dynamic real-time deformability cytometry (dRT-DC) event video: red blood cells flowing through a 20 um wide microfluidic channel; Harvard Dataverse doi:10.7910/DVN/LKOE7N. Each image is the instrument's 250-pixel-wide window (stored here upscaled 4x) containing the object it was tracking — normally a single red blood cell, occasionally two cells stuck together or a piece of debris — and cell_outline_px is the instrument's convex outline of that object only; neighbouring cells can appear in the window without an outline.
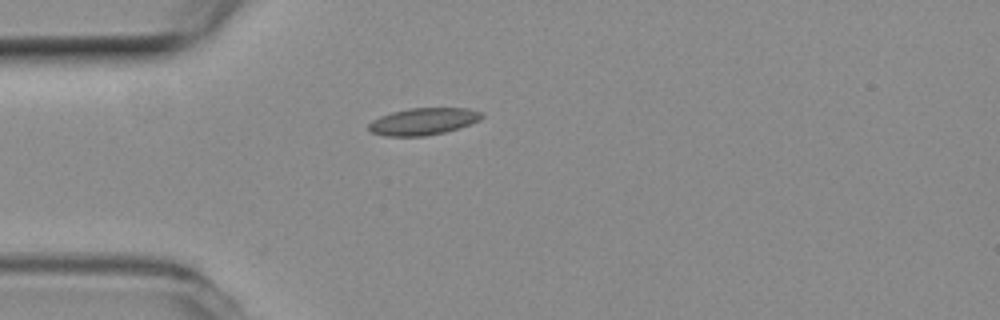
{"species": "common noctule bat (a hibernating species)", "species_latin": "Nyctalus noctula", "temperature_condition": "room temperature", "stored_images_in_passage": 40, "camera_frame_rate_fps": 3000, "um_per_image_px": 0.085, "animal": {"sex": "female", "body_mass_g": 19.3, "forearm_length_mm": 54.1}, "frame": {"image": 1, "passage_image": 1, "time_ms": 0.0, "image_size_px": [1000, 320], "cell_outline_px": [[484, 116], [480, 120], [444, 132], [424, 136], [384, 136], [372, 132], [368, 128], [368, 124], [372, 120], [380, 116], [392, 112], [408, 108], [468, 108], [484, 112]], "centroid_in_image_um": [35.97, 10.31], "position_along_channel_um": 49.0, "area_um2": 17.74}}
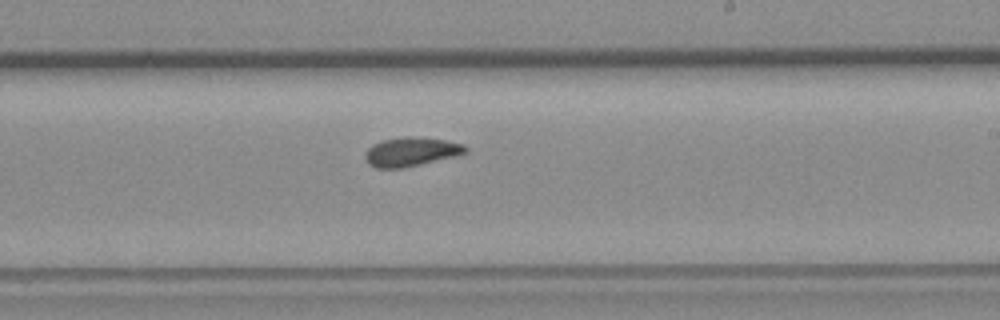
{"frame": {"image": 2, "passage_image": 18, "time_ms": 5.667, "image_size_px": [1000, 320], "cell_outline_px": [[468, 152], [456, 156], [420, 164], [400, 168], [376, 168], [368, 164], [364, 156], [364, 152], [372, 144], [380, 140], [408, 136], [416, 136], [444, 140], [464, 144], [468, 148]], "centroid_in_image_um": [34.92, 12.89], "position_along_channel_um": 254.1, "area_um2": 17.11}}
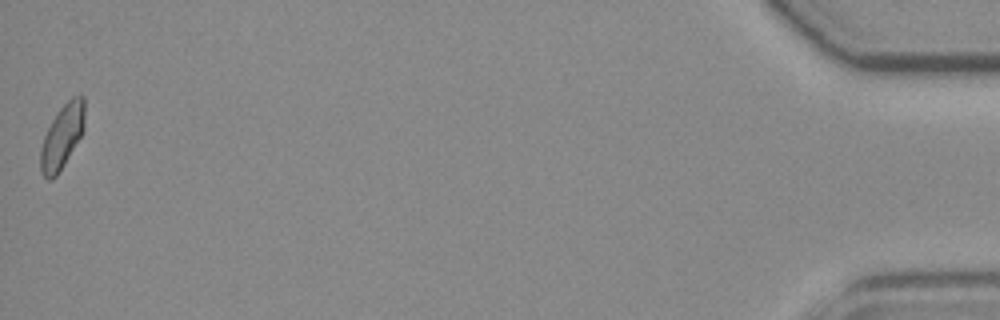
{"frame": {"image": 3, "passage_image": 40, "time_ms": 13.0, "image_size_px": [1000, 320], "cell_outline_px": [[84, 128], [80, 136], [64, 164], [56, 176], [52, 180], [48, 180], [40, 172], [40, 152], [44, 136], [52, 120], [60, 108], [72, 96], [80, 92], [84, 96]], "centroid_in_image_um": [5.28, 11.58], "position_along_channel_um": 429.9, "area_um2": 16.36}, "authors_computed_cell_mechanics": {"area_um2": 16.6175, "velocity_mm_per_s": 3.818, "shape_relaxation_time_tau1_ms": null, "shape_relaxation_time_tau2_ms": 2.5453, "deformation_change_tau1": null, "deformation_change_tau2": 0.0825}}